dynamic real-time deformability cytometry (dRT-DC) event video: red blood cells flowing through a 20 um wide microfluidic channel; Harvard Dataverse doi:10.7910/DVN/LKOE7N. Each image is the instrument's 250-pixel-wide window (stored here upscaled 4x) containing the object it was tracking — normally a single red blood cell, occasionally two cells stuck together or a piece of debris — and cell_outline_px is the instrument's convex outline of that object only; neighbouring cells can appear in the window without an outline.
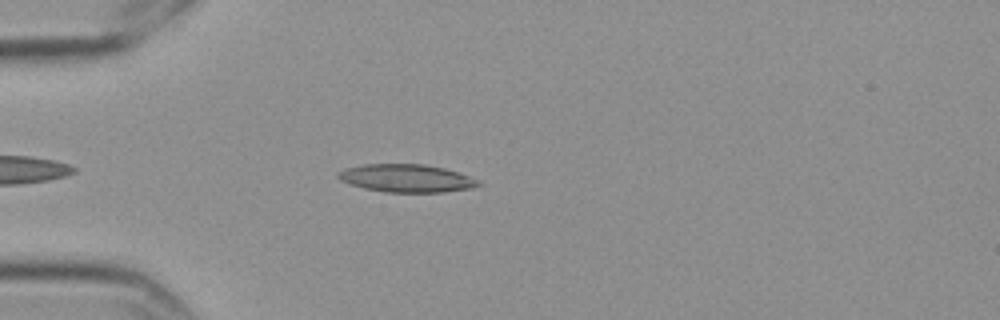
{"species": "Egyptian fruit bat (a non-hibernating species)", "species_latin": "Rousettus aegyptiacus", "temperature_condition": "cold", "stored_images_in_passage": 45, "camera_frame_rate_fps": 3000, "um_per_image_px": 0.085, "frame": {"image": 1, "passage_image": 6, "time_ms": 1.667, "image_size_px": [1000, 320], "cell_outline_px": [[480, 184], [472, 188], [444, 192], [384, 192], [364, 188], [340, 180], [336, 176], [336, 172], [344, 168], [364, 164], [424, 164], [444, 168], [468, 176], [476, 180]], "centroid_in_image_um": [34.48, 15.14], "position_along_channel_um": 50.5, "area_um2": 22.66}}
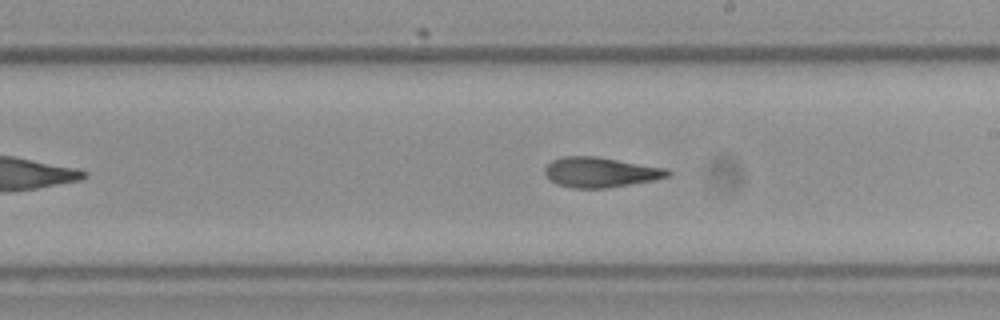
{"frame": {"image": 2, "passage_image": 23, "time_ms": 7.333, "image_size_px": [1000, 320], "cell_outline_px": [[672, 176], [652, 180], [608, 188], [572, 188], [556, 184], [544, 172], [544, 168], [552, 160], [564, 156], [596, 156], [664, 168], [672, 172]], "centroid_in_image_um": [51.03, 14.64], "position_along_channel_um": 238.0, "area_um2": 21.39}}
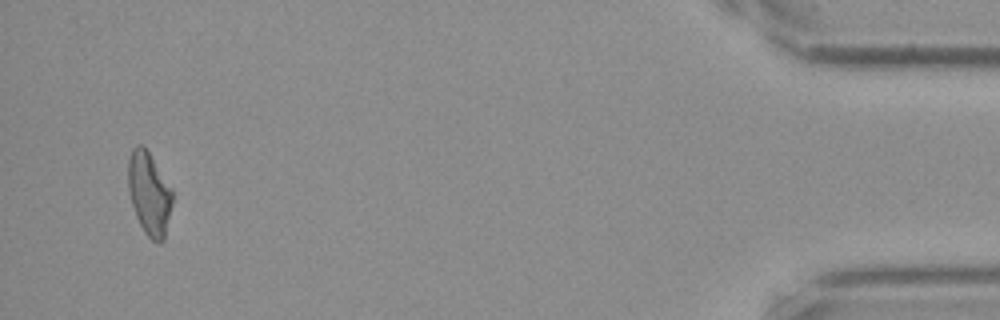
{"frame": {"image": 3, "passage_image": 45, "time_ms": 14.667, "image_size_px": [1000, 320], "cell_outline_px": [[172, 204], [164, 240], [160, 244], [152, 240], [144, 232], [136, 216], [128, 192], [128, 160], [132, 148], [136, 144], [144, 144], [172, 188]], "centroid_in_image_um": [12.67, 16.42], "position_along_channel_um": 422.5, "area_um2": 21.62}, "authors_computed_cell_mechanics": {"area_um2": 21.675, "velocity_mm_per_s": 3.5482, "shape_relaxation_time_tau1_ms": null, "shape_relaxation_time_tau2_ms": 3.3275, "deformation_change_tau1": null, "deformation_change_tau2": 0.12}}